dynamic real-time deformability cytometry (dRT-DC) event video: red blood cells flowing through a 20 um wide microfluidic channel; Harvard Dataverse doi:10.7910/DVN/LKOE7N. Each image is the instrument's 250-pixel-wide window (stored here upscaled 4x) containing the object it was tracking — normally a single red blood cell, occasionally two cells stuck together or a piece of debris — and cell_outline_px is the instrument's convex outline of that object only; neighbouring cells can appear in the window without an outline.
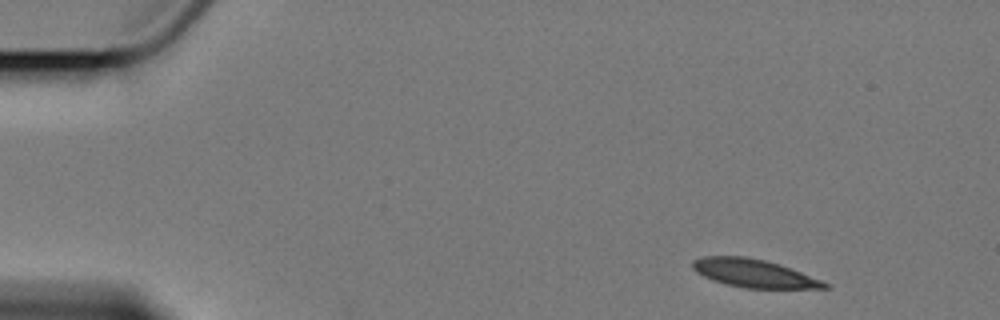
{"species": "Egyptian fruit bat (a non-hibernating species)", "species_latin": "Rousettus aegyptiacus", "temperature_condition": "cold", "stored_images_in_passage": 4, "camera_frame_rate_fps": 3000, "um_per_image_px": 0.085, "animal": {"sex": "female"}, "frame": {"image": 1, "passage_image": 1, "time_ms": 0.0, "image_size_px": [1000, 320], "cell_outline_px": [[832, 288], [744, 288], [712, 280], [696, 272], [692, 268], [692, 260], [700, 256], [744, 256], [764, 260], [780, 264], [832, 284]], "centroid_in_image_um": [64.08, 23.22], "position_along_channel_um": 20.9, "area_um2": 21.68}}
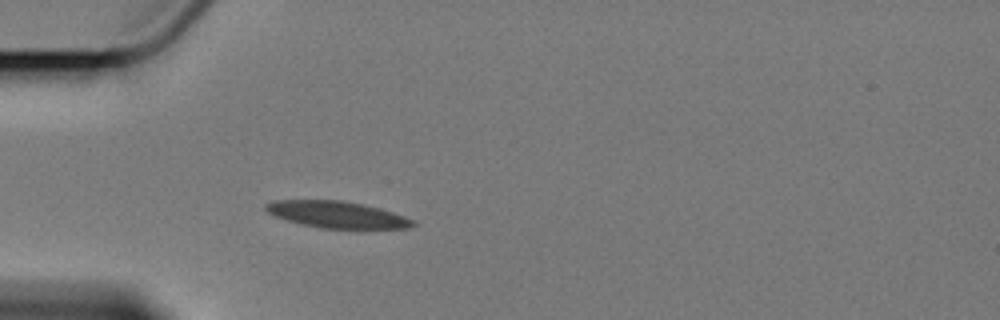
{"frame": {"image": 2, "passage_image": 4, "time_ms": 3.667, "image_size_px": [1000, 320], "cell_outline_px": [[416, 224], [408, 228], [320, 228], [272, 216], [264, 208], [264, 204], [272, 200], [340, 200], [360, 204], [392, 212], [416, 220]], "centroid_in_image_um": [28.6, 18.23], "position_along_channel_um": 56.4, "area_um2": 22.6}}